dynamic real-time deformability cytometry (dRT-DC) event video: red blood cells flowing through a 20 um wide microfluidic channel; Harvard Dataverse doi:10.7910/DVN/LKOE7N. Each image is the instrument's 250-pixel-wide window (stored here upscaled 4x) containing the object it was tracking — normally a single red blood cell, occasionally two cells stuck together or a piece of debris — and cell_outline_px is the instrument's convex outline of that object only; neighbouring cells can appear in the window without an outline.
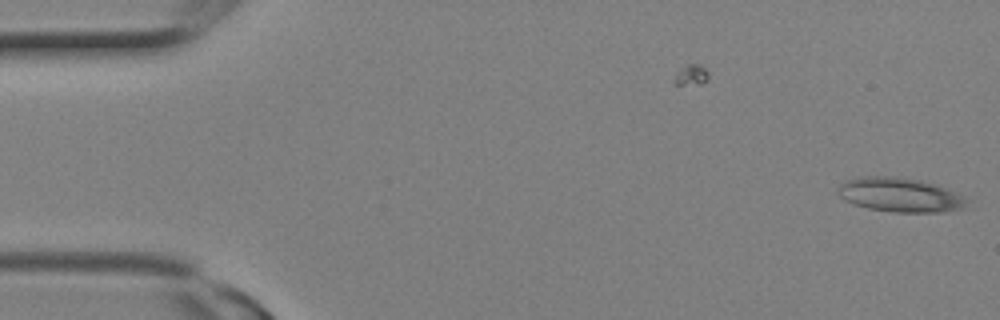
{"species": "Egyptian fruit bat (a non-hibernating species)", "species_latin": "Rousettus aegyptiacus", "temperature_condition": "room temperature", "stored_images_in_passage": 4, "camera_frame_rate_fps": 3000, "um_per_image_px": 0.085, "animal": {"sex": "female"}, "frame": {"image": 1, "passage_image": 4, "time_ms": 1.0, "image_size_px": [1000, 320], "cell_outline_px": [[972, 200], [960, 208], [944, 212], [892, 212], [868, 208], [856, 204], [840, 196], [836, 192], [836, 188], [840, 184], [848, 180], [860, 176], [896, 176], [920, 180], [944, 188], [964, 196]], "centroid_in_image_um": [76.49, 16.56], "position_along_channel_um": 8.5, "area_um2": 25.55}}